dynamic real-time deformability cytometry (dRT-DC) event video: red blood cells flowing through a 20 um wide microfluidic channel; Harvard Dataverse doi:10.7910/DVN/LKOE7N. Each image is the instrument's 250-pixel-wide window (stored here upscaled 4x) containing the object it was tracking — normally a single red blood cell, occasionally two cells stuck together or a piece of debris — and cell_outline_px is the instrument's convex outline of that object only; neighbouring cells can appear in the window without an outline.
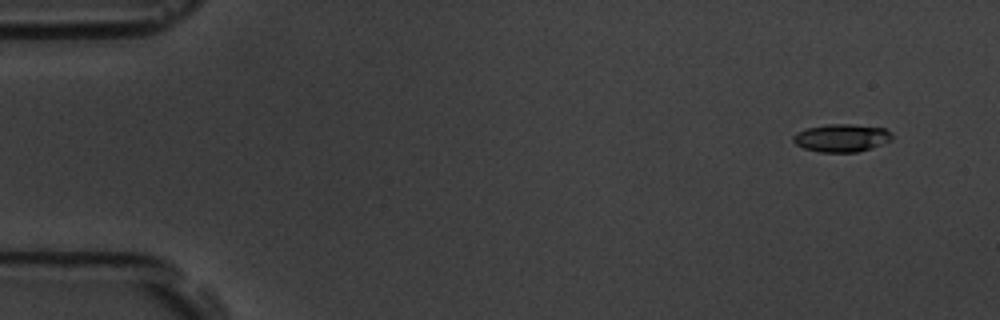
{"species": "common noctule bat (a hibernating species)", "species_latin": "Nyctalus noctula", "temperature_condition": "room temperature", "stored_images_in_passage": 4, "camera_frame_rate_fps": 3000, "um_per_image_px": 0.085, "animal": {"sex": "male", "body_mass_g": 19.5, "forearm_length_mm": 54.6}, "frame": {"image": 1, "passage_image": 1, "time_ms": 0.0, "image_size_px": [1000, 320], "cell_outline_px": [[892, 140], [856, 152], [820, 152], [804, 148], [796, 144], [792, 140], [792, 136], [796, 132], [808, 128], [828, 124], [852, 124], [884, 128], [892, 132]], "centroid_in_image_um": [71.51, 11.71], "position_along_channel_um": 13.5, "area_um2": 15.9}}
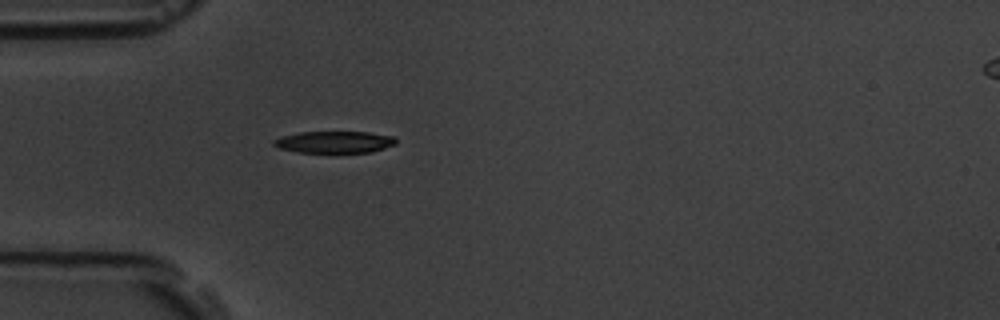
{"frame": {"image": 2, "passage_image": 4, "time_ms": 4.333, "image_size_px": [1000, 320], "cell_outline_px": [[396, 144], [372, 152], [296, 152], [276, 148], [272, 144], [272, 140], [280, 136], [300, 132], [368, 132], [396, 136]], "centroid_in_image_um": [28.39, 12.07], "position_along_channel_um": 56.6, "area_um2": 15.72}}